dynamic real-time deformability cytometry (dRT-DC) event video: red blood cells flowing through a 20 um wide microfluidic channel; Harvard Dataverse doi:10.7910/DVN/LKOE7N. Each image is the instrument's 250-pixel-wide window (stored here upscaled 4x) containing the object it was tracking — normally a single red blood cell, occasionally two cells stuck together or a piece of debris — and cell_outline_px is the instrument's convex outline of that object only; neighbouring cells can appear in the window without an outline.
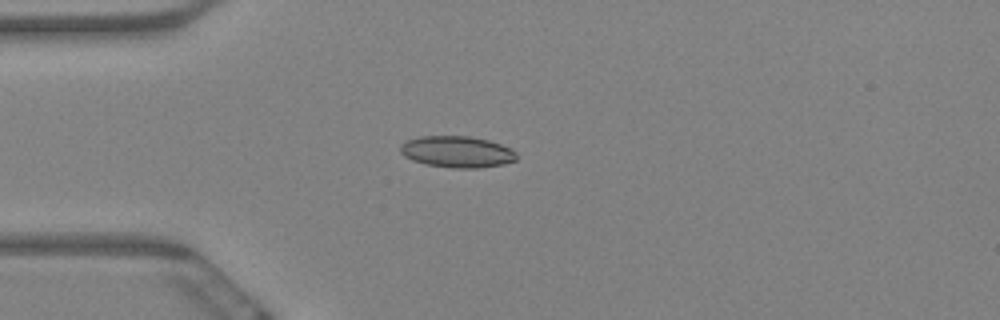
{"species": "Egyptian fruit bat (a non-hibernating species)", "species_latin": "Rousettus aegyptiacus", "temperature_condition": "warm", "stored_images_in_passage": 7, "camera_frame_rate_fps": 3000, "um_per_image_px": 0.085, "animal": {"sex": "female"}, "frame": {"image": 1, "passage_image": 4, "time_ms": 1.0, "image_size_px": [1000, 320], "cell_outline_px": [[516, 160], [504, 164], [480, 168], [452, 168], [424, 164], [412, 160], [404, 156], [400, 152], [400, 144], [408, 140], [420, 136], [468, 136], [488, 140], [500, 144], [516, 152]], "centroid_in_image_um": [38.82, 12.91], "position_along_channel_um": 46.2, "area_um2": 21.33}}
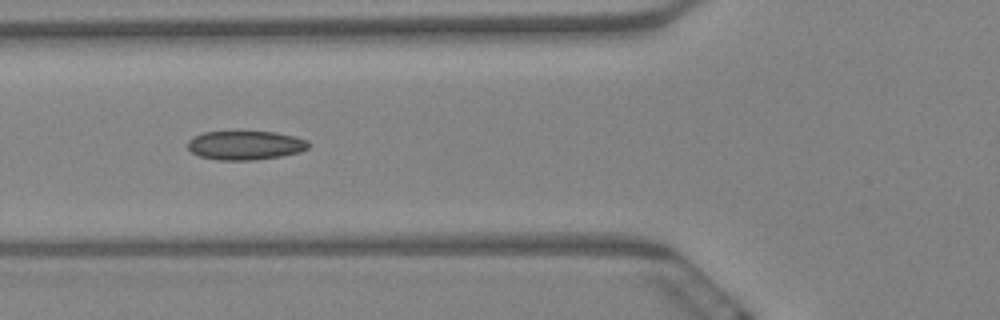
{"frame": {"image": 2, "passage_image": 6, "time_ms": 1.667, "image_size_px": [1000, 320], "cell_outline_px": [[312, 144], [308, 148], [300, 152], [280, 156], [252, 160], [216, 160], [200, 156], [192, 152], [188, 148], [188, 140], [192, 136], [204, 132], [276, 132], [296, 136], [308, 140]], "centroid_in_image_um": [20.88, 12.34], "position_along_channel_um": 104.9, "area_um2": 20.52}}
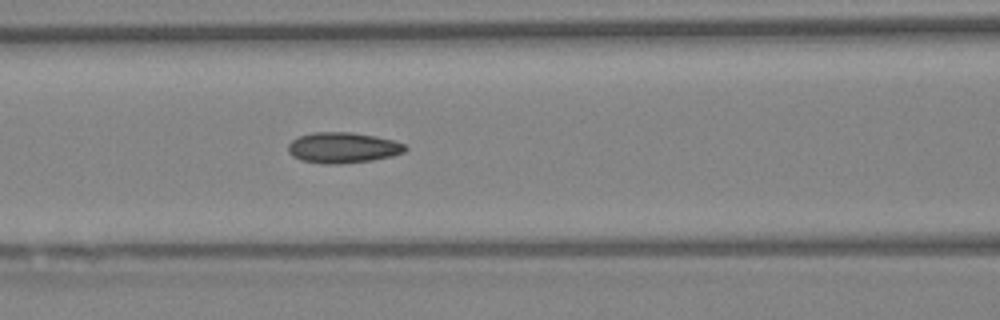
{"frame": {"image": 3, "passage_image": 7, "time_ms": 2.0, "image_size_px": [1000, 320], "cell_outline_px": [[408, 148], [404, 152], [392, 156], [372, 160], [340, 164], [324, 164], [300, 160], [292, 156], [288, 152], [288, 144], [292, 140], [300, 136], [312, 132], [352, 132], [376, 136], [392, 140], [404, 144]], "centroid_in_image_um": [29.13, 12.55], "position_along_channel_um": 137.5, "area_um2": 21.04}}